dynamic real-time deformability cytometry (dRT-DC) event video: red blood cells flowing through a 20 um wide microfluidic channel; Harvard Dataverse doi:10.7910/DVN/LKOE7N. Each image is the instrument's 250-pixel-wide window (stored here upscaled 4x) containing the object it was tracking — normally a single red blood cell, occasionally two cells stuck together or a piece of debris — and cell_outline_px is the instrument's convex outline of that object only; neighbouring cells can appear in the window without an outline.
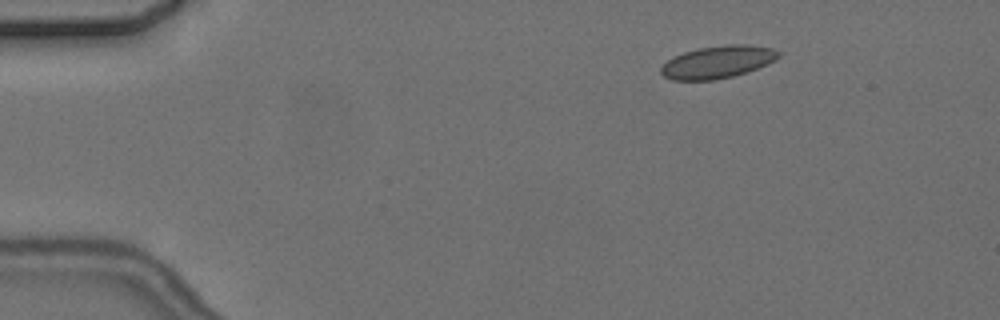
{"species": "common noctule bat (a hibernating species)", "species_latin": "Nyctalus noctula", "temperature_condition": "cold", "stored_images_in_passage": 5, "camera_frame_rate_fps": 3000, "um_per_image_px": 0.085, "animal": {"sex": "female", "body_mass_g": 24.6, "forearm_length_mm": 56.2}, "frame": {"image": 1, "passage_image": 3, "time_ms": 2.333, "image_size_px": [1000, 320], "cell_outline_px": [[780, 56], [776, 60], [768, 64], [732, 76], [712, 80], [672, 80], [664, 76], [660, 72], [660, 68], [668, 60], [684, 52], [696, 48], [724, 44], [744, 44], [772, 48], [780, 52]], "centroid_in_image_um": [61.0, 5.26], "position_along_channel_um": 24.0, "area_um2": 22.14}}